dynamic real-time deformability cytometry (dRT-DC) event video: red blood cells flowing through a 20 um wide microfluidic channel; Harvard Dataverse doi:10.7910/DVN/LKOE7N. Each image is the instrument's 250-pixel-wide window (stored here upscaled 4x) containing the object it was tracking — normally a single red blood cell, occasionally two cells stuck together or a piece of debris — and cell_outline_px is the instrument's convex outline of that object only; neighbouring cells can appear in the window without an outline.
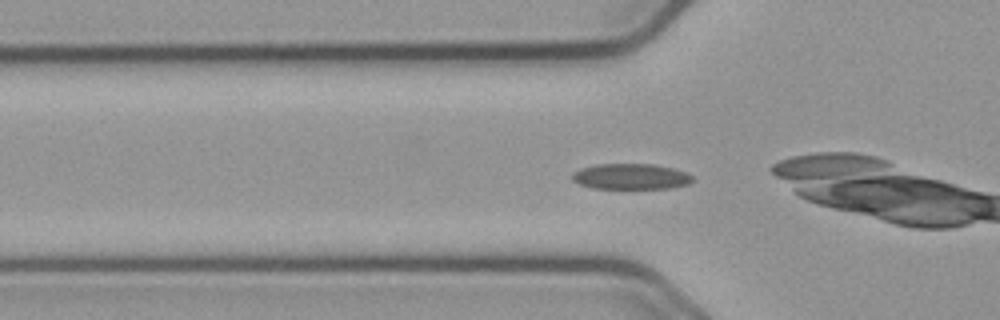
{"species": "common noctule bat (a hibernating species)", "species_latin": "Nyctalus noctula", "temperature_condition": "cold", "stored_images_in_passage": 23, "camera_frame_rate_fps": 3000, "um_per_image_px": 0.085, "animal": {"sex": "male", "body_mass_g": 23.1, "forearm_length_mm": 52.7}, "frame": {"image": 1, "passage_image": 3, "time_ms": 0.667, "image_size_px": [1000, 320], "cell_outline_px": [[692, 180], [688, 184], [672, 188], [592, 188], [580, 184], [572, 180], [572, 172], [580, 168], [596, 164], [652, 164], [672, 168], [688, 172], [692, 176]], "centroid_in_image_um": [53.61, 15.0], "position_along_channel_um": 72.2, "area_um2": 18.03}}
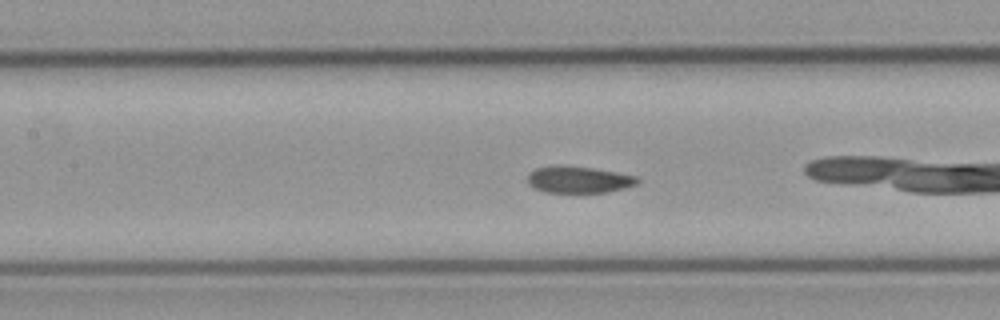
{"frame": {"image": 2, "passage_image": 10, "time_ms": 3.0, "image_size_px": [1000, 320], "cell_outline_px": [[640, 180], [636, 184], [624, 188], [608, 192], [544, 192], [528, 184], [528, 172], [536, 168], [592, 168], [616, 172], [636, 176]], "centroid_in_image_um": [49.22, 15.31], "position_along_channel_um": 158.2, "area_um2": 16.3}}
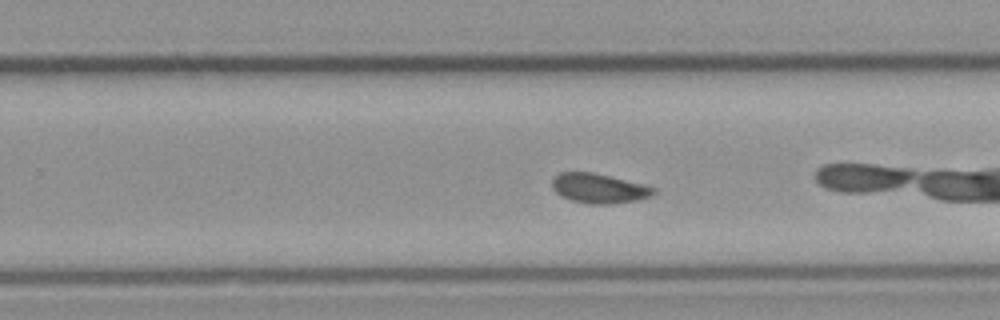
{"frame": {"image": 3, "passage_image": 20, "time_ms": 6.333, "image_size_px": [1000, 320], "cell_outline_px": [[656, 192], [640, 200], [608, 204], [588, 204], [572, 200], [556, 192], [552, 188], [552, 180], [560, 172], [592, 172], [644, 184], [656, 188]], "centroid_in_image_um": [50.93, 16.01], "position_along_channel_um": 278.9, "area_um2": 17.4}}